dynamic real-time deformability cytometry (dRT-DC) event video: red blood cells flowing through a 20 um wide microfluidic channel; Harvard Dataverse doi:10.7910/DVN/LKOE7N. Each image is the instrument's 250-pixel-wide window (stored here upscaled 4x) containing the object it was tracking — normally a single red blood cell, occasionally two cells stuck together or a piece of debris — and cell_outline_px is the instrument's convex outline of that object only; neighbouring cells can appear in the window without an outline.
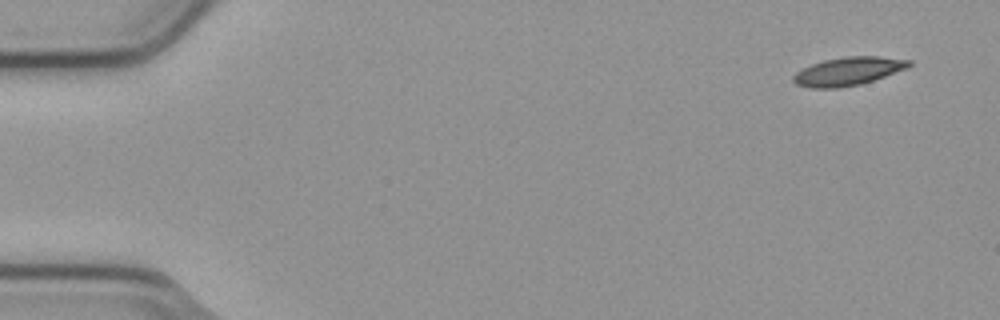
{"species": "common noctule bat (a hibernating species)", "species_latin": "Nyctalus noctula", "temperature_condition": "cold", "stored_images_in_passage": 6, "camera_frame_rate_fps": 3000, "um_per_image_px": 0.085, "animal": {"sex": "male", "body_mass_g": 23.1, "forearm_length_mm": 52.7}, "frame": {"image": 1, "passage_image": 1, "time_ms": 0.0, "image_size_px": [1000, 320], "cell_outline_px": [[912, 64], [908, 68], [860, 84], [840, 88], [812, 88], [796, 84], [792, 80], [792, 76], [796, 72], [812, 64], [824, 60], [844, 56], [880, 56], [912, 60]], "centroid_in_image_um": [72.1, 6.05], "position_along_channel_um": 12.9, "area_um2": 19.07}}
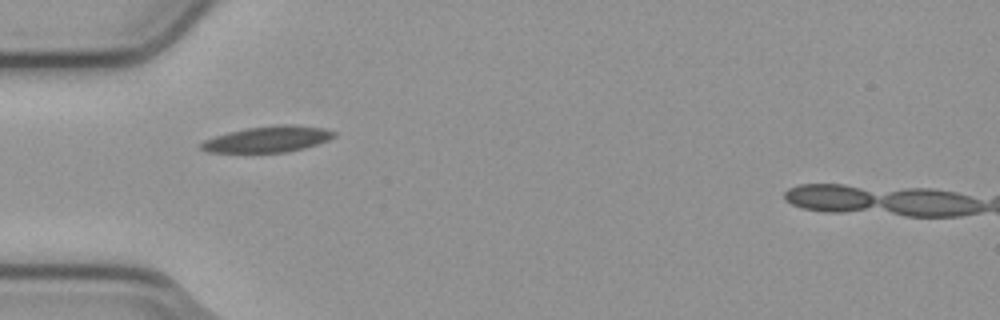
{"frame": {"image": 2, "passage_image": 5, "time_ms": 1.333, "image_size_px": [1000, 320], "cell_outline_px": [[336, 136], [328, 140], [304, 148], [284, 152], [208, 152], [200, 148], [200, 144], [204, 140], [228, 132], [244, 128], [276, 124], [292, 124], [324, 128], [336, 132]], "centroid_in_image_um": [22.77, 11.81], "position_along_channel_um": 62.2, "area_um2": 20.17}}
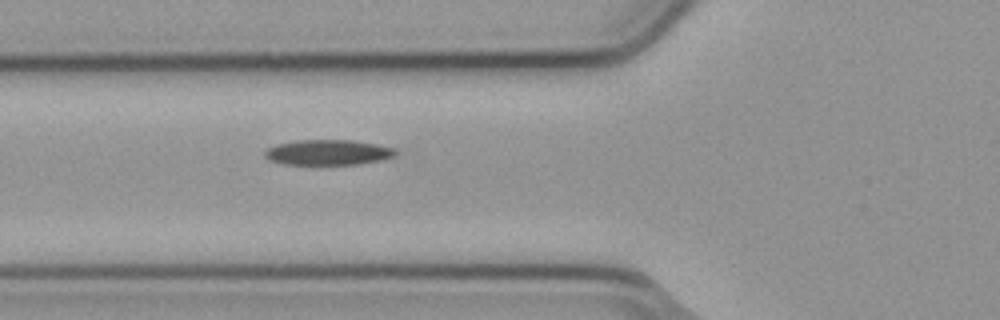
{"frame": {"image": 3, "passage_image": 6, "time_ms": 1.667, "image_size_px": [1000, 320], "cell_outline_px": [[396, 152], [392, 156], [380, 160], [356, 164], [284, 164], [268, 160], [264, 156], [264, 152], [268, 148], [276, 144], [296, 140], [352, 140], [376, 144], [392, 148]], "centroid_in_image_um": [27.8, 12.95], "position_along_channel_um": 98.0, "area_um2": 19.07}}